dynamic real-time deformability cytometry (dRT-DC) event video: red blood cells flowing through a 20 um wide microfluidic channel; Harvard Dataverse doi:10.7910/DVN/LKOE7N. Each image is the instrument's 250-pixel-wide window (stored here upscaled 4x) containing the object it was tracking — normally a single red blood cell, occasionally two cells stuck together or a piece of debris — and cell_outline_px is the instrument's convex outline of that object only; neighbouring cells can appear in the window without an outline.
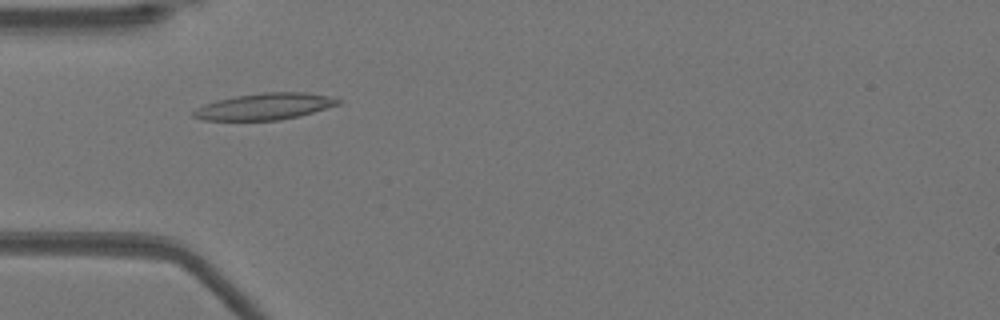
{"species": "Egyptian fruit bat (a non-hibernating species)", "species_latin": "Rousettus aegyptiacus", "temperature_condition": "warm", "stored_images_in_passage": 52, "camera_frame_rate_fps": 3000, "um_per_image_px": 0.085, "animal": {"sex": "female"}, "frame": {"image": 1, "passage_image": 16, "time_ms": 5.0, "image_size_px": [1000, 320], "cell_outline_px": [[344, 100], [340, 104], [300, 116], [280, 120], [204, 120], [192, 116], [192, 112], [196, 108], [204, 104], [216, 100], [236, 96], [264, 92], [304, 92], [328, 96]], "centroid_in_image_um": [22.51, 9.05], "position_along_channel_um": 62.5, "area_um2": 22.37}}
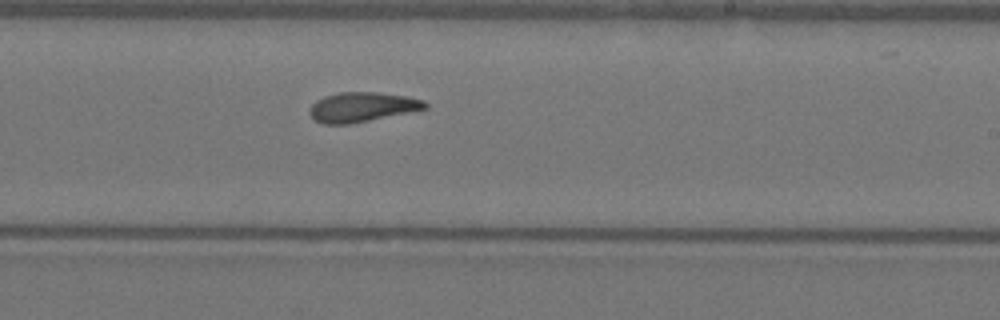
{"frame": {"image": 2, "passage_image": 31, "time_ms": 10.0, "image_size_px": [1000, 320], "cell_outline_px": [[428, 108], [348, 124], [324, 124], [316, 120], [308, 112], [308, 108], [316, 100], [324, 96], [340, 92], [376, 92], [408, 96], [424, 100], [428, 104]], "centroid_in_image_um": [30.76, 9.08], "position_along_channel_um": 258.2, "area_um2": 19.83}}
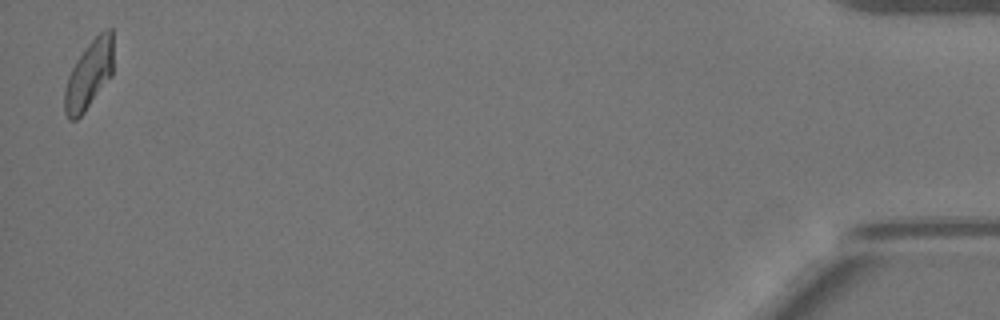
{"frame": {"image": 3, "passage_image": 51, "time_ms": 16.667, "image_size_px": [1000, 320], "cell_outline_px": [[112, 76], [84, 112], [76, 120], [68, 120], [64, 112], [64, 92], [68, 76], [76, 60], [88, 44], [100, 32], [108, 28], [112, 28]], "centroid_in_image_um": [7.55, 6.38], "position_along_channel_um": 427.6, "area_um2": 19.31}, "authors_computed_cell_mechanics": {"area_um2": 20.2878, "velocity_mm_per_s": 3.9253, "shape_relaxation_time_tau1_ms": 5.4725, "shape_relaxation_time_tau2_ms": 3.2544, "deformation_change_tau1": 0.1868, "deformation_change_tau2": 0.079}}